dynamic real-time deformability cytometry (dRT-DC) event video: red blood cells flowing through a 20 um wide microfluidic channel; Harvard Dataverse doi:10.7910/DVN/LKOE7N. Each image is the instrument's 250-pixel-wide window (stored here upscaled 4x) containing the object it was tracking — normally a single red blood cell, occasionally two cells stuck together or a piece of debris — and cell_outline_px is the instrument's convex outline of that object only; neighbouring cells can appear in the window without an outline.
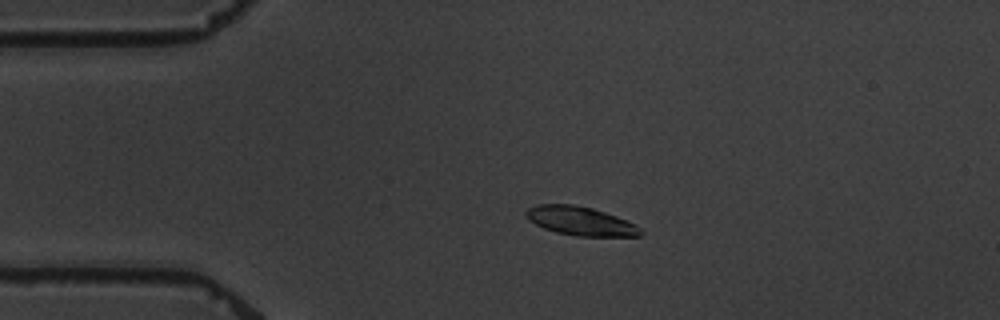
{"species": "common noctule bat (a hibernating species)", "species_latin": "Nyctalus noctula", "temperature_condition": "warm", "stored_images_in_passage": 4, "camera_frame_rate_fps": 3000, "um_per_image_px": 0.085, "animal": {"sex": "male", "body_mass_g": 19.5, "forearm_length_mm": 54.6}, "frame": {"image": 1, "passage_image": 3, "time_ms": 3.0, "image_size_px": [1000, 320], "cell_outline_px": [[640, 236], [576, 236], [556, 232], [544, 228], [528, 220], [524, 216], [524, 212], [528, 208], [540, 204], [572, 204], [592, 208], [616, 216], [636, 224], [640, 228]], "centroid_in_image_um": [49.3, 18.78], "position_along_channel_um": 35.7, "area_um2": 19.13}}